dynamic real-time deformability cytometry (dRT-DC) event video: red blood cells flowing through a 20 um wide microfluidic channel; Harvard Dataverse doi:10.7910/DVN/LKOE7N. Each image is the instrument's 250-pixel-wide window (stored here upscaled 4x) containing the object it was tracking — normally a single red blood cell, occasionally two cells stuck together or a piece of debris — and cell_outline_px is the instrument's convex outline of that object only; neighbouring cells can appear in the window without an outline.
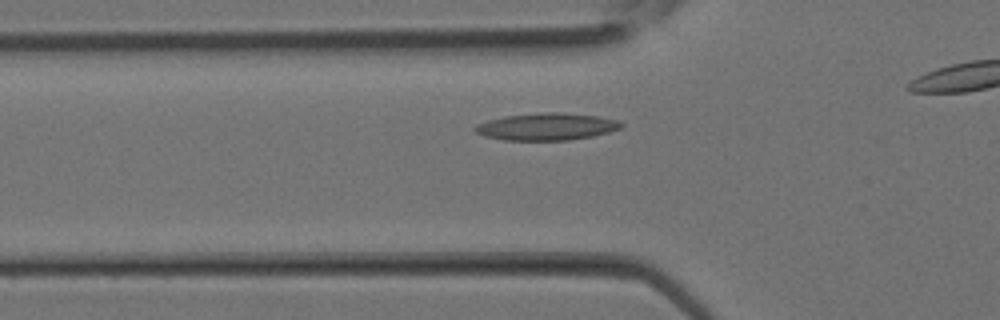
{"species": "Egyptian fruit bat (a non-hibernating species)", "species_latin": "Rousettus aegyptiacus", "temperature_condition": "room temperature", "stored_images_in_passage": 5, "segment_of_instrument_passage": [1, 2], "camera_frame_rate_fps": 3000, "um_per_image_px": 0.085, "animal": {"sex": "female"}, "frame": {"image": 1, "passage_image": 3, "time_ms": 0.667, "image_size_px": [1000, 320], "cell_outline_px": [[624, 124], [620, 128], [608, 132], [592, 136], [568, 140], [504, 140], [484, 136], [476, 132], [472, 128], [476, 124], [488, 120], [504, 116], [544, 112], [560, 112], [596, 116], [620, 120]], "centroid_in_image_um": [46.44, 10.76], "position_along_channel_um": 79.4, "area_um2": 23.12}}